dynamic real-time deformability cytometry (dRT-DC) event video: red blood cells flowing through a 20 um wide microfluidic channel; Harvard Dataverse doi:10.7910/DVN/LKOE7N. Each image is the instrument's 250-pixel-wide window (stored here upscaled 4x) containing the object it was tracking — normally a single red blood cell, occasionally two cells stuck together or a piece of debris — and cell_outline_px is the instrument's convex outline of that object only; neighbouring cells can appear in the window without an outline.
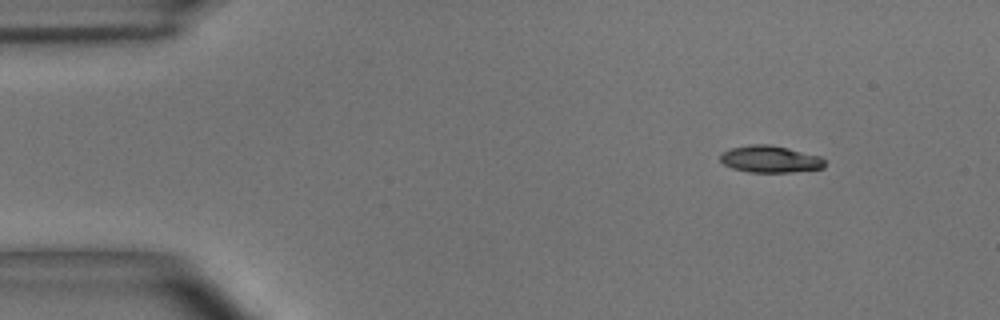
{"species": "common noctule bat (a hibernating species)", "species_latin": "Nyctalus noctula", "temperature_condition": "room temperature", "stored_images_in_passage": 7, "camera_frame_rate_fps": 3000, "um_per_image_px": 0.085, "animal": {"sex": "male", "body_mass_g": 15.6}, "frame": {"image": 1, "passage_image": 1, "time_ms": 0.0, "image_size_px": [1000, 320], "cell_outline_px": [[824, 168], [792, 172], [748, 172], [732, 168], [724, 164], [720, 160], [720, 152], [732, 148], [752, 144], [772, 144], [820, 156], [824, 160]], "centroid_in_image_um": [65.44, 13.52], "position_along_channel_um": 19.6, "area_um2": 16.42}}
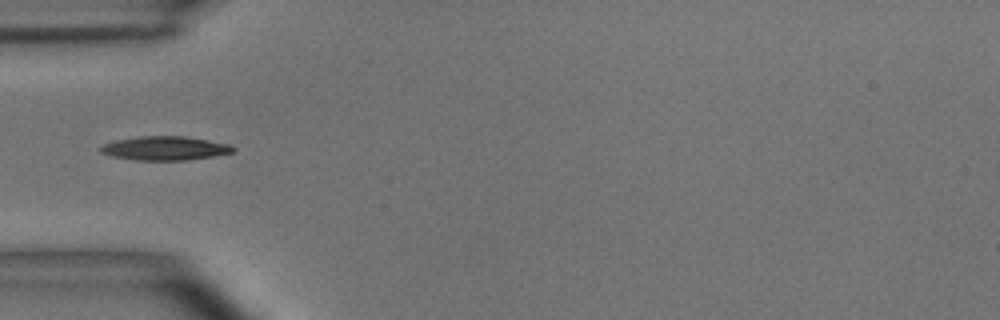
{"frame": {"image": 2, "passage_image": 4, "time_ms": 1.0, "image_size_px": [1000, 320], "cell_outline_px": [[236, 148], [232, 152], [212, 156], [188, 160], [136, 160], [112, 156], [100, 152], [96, 148], [104, 144], [116, 140], [136, 136], [184, 136], [208, 140], [228, 144]], "centroid_in_image_um": [13.97, 12.6], "position_along_channel_um": 71.0, "area_um2": 18.44}}
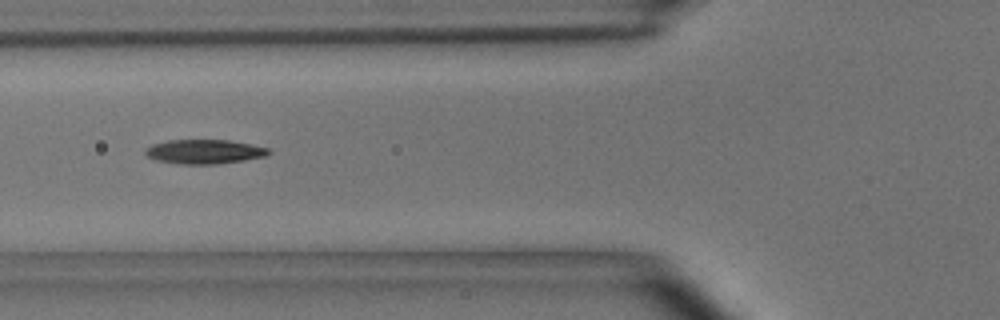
{"frame": {"image": 3, "passage_image": 5, "time_ms": 1.333, "image_size_px": [1000, 320], "cell_outline_px": [[272, 152], [264, 156], [244, 160], [216, 164], [180, 164], [156, 160], [148, 156], [144, 152], [144, 148], [152, 144], [168, 140], [228, 140], [268, 148]], "centroid_in_image_um": [17.32, 12.89], "position_along_channel_um": 108.5, "area_um2": 17.34}}